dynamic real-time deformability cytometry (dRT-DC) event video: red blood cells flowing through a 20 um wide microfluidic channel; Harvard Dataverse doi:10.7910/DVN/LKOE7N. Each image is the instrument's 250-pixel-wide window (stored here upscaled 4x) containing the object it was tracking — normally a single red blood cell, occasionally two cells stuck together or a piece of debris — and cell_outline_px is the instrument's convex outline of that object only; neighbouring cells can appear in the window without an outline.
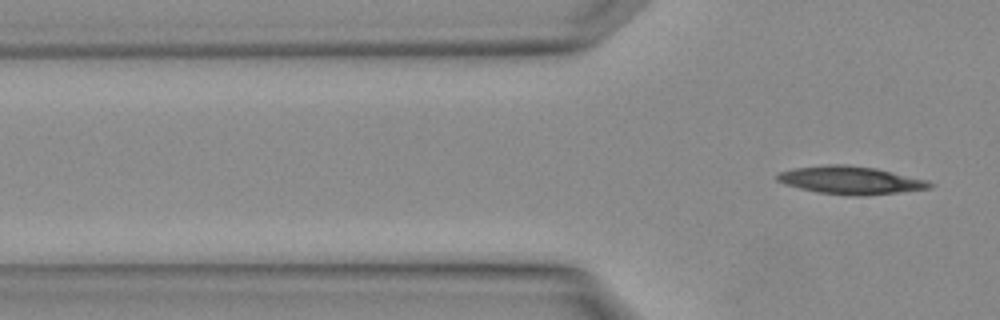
{"species": "Egyptian fruit bat (a non-hibernating species)", "species_latin": "Rousettus aegyptiacus", "temperature_condition": "warm", "stored_images_in_passage": 6, "camera_frame_rate_fps": 3000, "um_per_image_px": 0.085, "animal": {"sex": "female"}, "frame": {"image": 1, "passage_image": 6, "time_ms": 1.667, "image_size_px": [1000, 320], "cell_outline_px": [[936, 184], [932, 188], [864, 196], [852, 196], [816, 192], [800, 188], [776, 180], [776, 176], [780, 172], [796, 168], [828, 164], [848, 164], [876, 168], [928, 180]], "centroid_in_image_um": [72.36, 15.32], "position_along_channel_um": 53.4, "area_um2": 24.8}}